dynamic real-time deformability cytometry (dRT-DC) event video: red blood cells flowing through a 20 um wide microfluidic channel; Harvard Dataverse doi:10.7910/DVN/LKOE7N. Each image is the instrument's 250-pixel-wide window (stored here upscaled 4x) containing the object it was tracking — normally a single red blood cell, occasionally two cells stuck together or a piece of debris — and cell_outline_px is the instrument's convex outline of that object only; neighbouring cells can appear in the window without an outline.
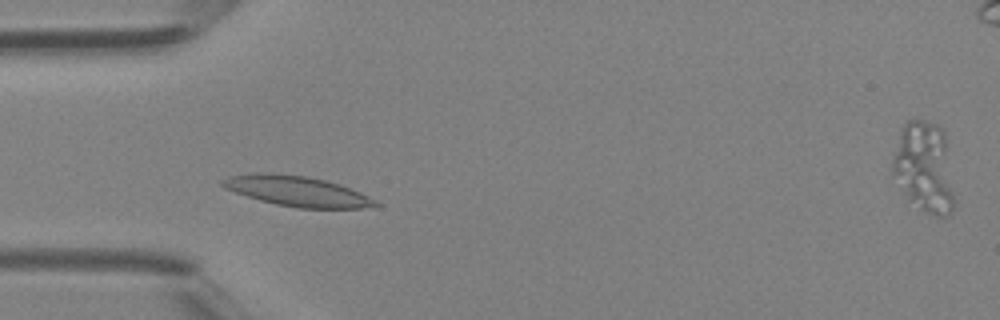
{"species": "Egyptian fruit bat (a non-hibernating species)", "species_latin": "Rousettus aegyptiacus", "temperature_condition": "room temperature", "stored_images_in_passage": 39, "camera_frame_rate_fps": 3000, "um_per_image_px": 0.085, "animal": {"sex": "female"}, "frame": {"image": 1, "passage_image": 9, "time_ms": 2.667, "image_size_px": [1000, 320], "cell_outline_px": [[380, 204], [376, 208], [296, 208], [276, 204], [260, 200], [224, 188], [220, 184], [220, 180], [228, 176], [256, 172], [272, 172], [308, 176], [340, 184], [360, 192], [376, 200]], "centroid_in_image_um": [25.26, 16.24], "position_along_channel_um": 59.7, "area_um2": 27.22}}
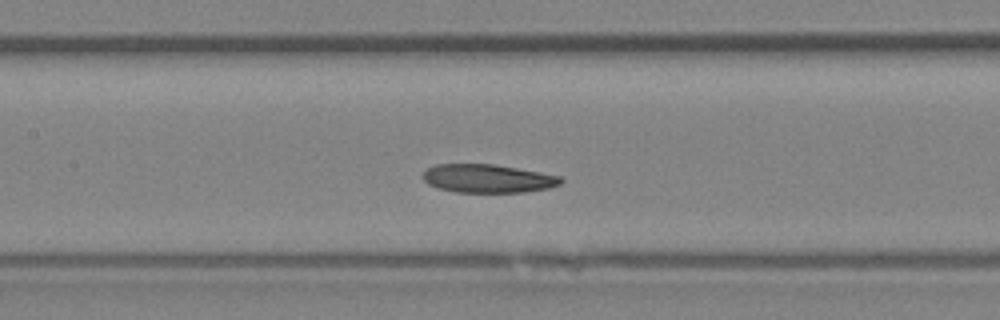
{"frame": {"image": 2, "passage_image": 16, "time_ms": 5.0, "image_size_px": [1000, 320], "cell_outline_px": [[564, 180], [560, 184], [548, 188], [524, 192], [456, 192], [436, 188], [428, 184], [420, 176], [428, 168], [436, 164], [492, 164], [540, 172], [560, 176]], "centroid_in_image_um": [41.43, 15.17], "position_along_channel_um": 166.0, "area_um2": 22.83}}
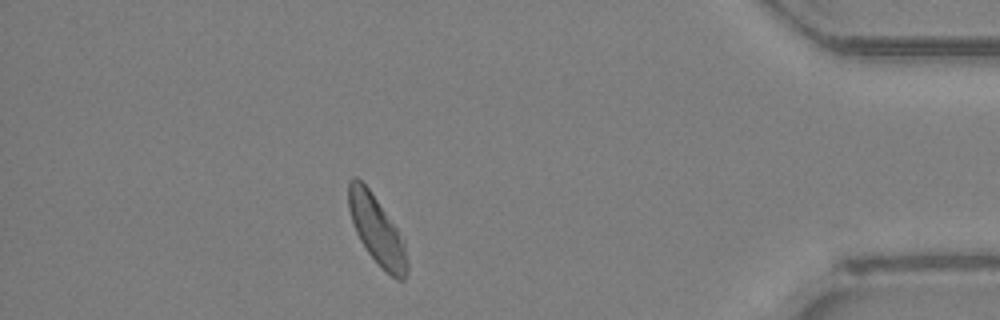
{"frame": {"image": 3, "passage_image": 34, "time_ms": 11.0, "image_size_px": [1000, 320], "cell_outline_px": [[408, 272], [404, 280], [396, 280], [368, 252], [360, 240], [356, 232], [348, 208], [348, 180], [352, 176], [356, 176], [368, 188], [396, 228], [404, 240], [408, 264]], "centroid_in_image_um": [32.02, 19.55], "position_along_channel_um": 403.2, "area_um2": 22.83}}